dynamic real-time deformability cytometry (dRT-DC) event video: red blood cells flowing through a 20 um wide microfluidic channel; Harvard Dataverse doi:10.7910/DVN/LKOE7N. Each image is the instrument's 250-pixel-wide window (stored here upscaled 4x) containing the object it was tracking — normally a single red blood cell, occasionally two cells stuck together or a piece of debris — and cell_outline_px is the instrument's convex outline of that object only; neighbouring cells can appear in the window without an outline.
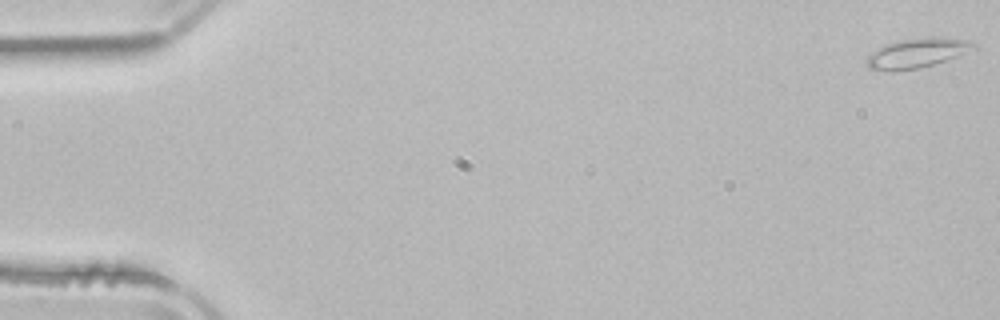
{"species": "common noctule bat (a hibernating species)", "species_latin": "Nyctalus noctula", "temperature_condition": "room temperature", "stored_images_in_passage": 53, "camera_frame_rate_fps": 3000, "um_per_image_px": 0.085, "animal": {"sex": "male", "body_mass_g": 21.5, "forearm_length_mm": 52.0}, "frame": {"image": 1, "passage_image": 1, "time_ms": 0.0, "image_size_px": [1000, 320], "cell_outline_px": [[976, 48], [956, 56], [932, 64], [916, 68], [892, 72], [868, 68], [864, 60], [872, 52], [888, 44], [900, 40], [928, 36], [936, 36], [972, 40], [976, 44]], "centroid_in_image_um": [77.95, 4.49], "position_along_channel_um": 7.0, "area_um2": 18.38}}
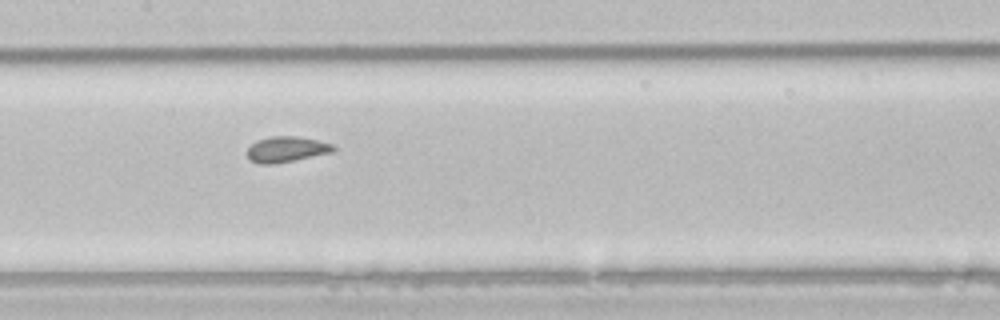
{"frame": {"image": 2, "passage_image": 26, "time_ms": 8.333, "image_size_px": [1000, 320], "cell_outline_px": [[336, 148], [332, 152], [272, 164], [260, 164], [248, 160], [244, 152], [256, 140], [272, 136], [296, 136], [316, 140], [332, 144]], "centroid_in_image_um": [24.26, 12.69], "position_along_channel_um": 183.1, "area_um2": 12.83}}
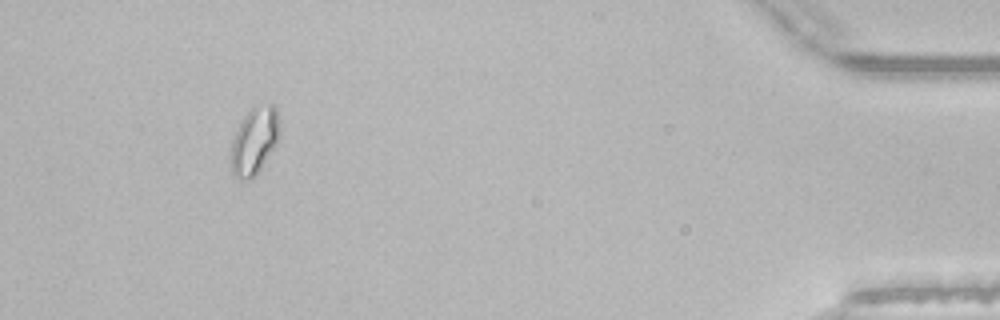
{"frame": {"image": 3, "passage_image": 49, "time_ms": 16.0, "image_size_px": [1000, 320], "cell_outline_px": [[280, 136], [276, 144], [260, 168], [252, 176], [240, 180], [232, 176], [232, 140], [240, 120], [252, 108], [268, 104], [276, 104], [280, 132]], "centroid_in_image_um": [21.63, 11.93], "position_along_channel_um": 413.6, "area_um2": 18.67}}